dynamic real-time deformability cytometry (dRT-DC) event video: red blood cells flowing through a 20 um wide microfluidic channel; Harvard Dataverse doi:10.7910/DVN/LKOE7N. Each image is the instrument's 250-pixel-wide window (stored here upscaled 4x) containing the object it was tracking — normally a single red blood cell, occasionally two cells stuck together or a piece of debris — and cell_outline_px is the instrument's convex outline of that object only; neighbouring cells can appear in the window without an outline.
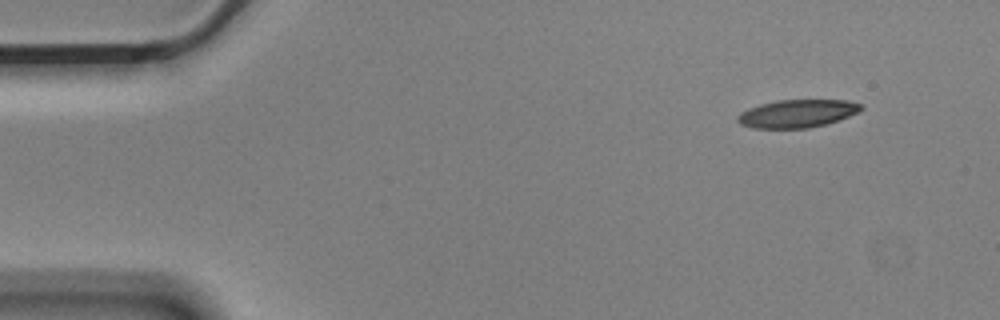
{"species": "Egyptian fruit bat (a non-hibernating species)", "species_latin": "Rousettus aegyptiacus", "temperature_condition": "cold", "stored_images_in_passage": 5, "segment_of_instrument_passage": [1, 2], "camera_frame_rate_fps": 3000, "um_per_image_px": 0.085, "animal": {"sex": "male"}, "frame": {"image": 1, "passage_image": 1, "time_ms": 0.0, "image_size_px": [1000, 320], "cell_outline_px": [[864, 108], [860, 112], [824, 124], [808, 128], [752, 128], [740, 124], [736, 120], [736, 116], [740, 112], [748, 108], [760, 104], [776, 100], [848, 100], [860, 104]], "centroid_in_image_um": [67.72, 9.64], "position_along_channel_um": 17.3, "area_um2": 20.11}}
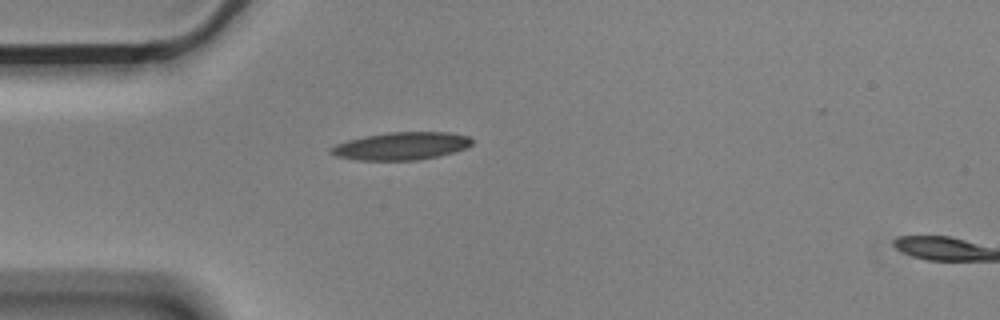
{"frame": {"image": 2, "passage_image": 4, "time_ms": 1.0, "image_size_px": [1000, 320], "cell_outline_px": [[472, 144], [464, 148], [440, 156], [416, 160], [356, 160], [336, 156], [328, 152], [336, 144], [348, 140], [364, 136], [388, 132], [448, 132], [468, 136], [472, 140]], "centroid_in_image_um": [34.09, 12.41], "position_along_channel_um": 50.9, "area_um2": 22.66}}